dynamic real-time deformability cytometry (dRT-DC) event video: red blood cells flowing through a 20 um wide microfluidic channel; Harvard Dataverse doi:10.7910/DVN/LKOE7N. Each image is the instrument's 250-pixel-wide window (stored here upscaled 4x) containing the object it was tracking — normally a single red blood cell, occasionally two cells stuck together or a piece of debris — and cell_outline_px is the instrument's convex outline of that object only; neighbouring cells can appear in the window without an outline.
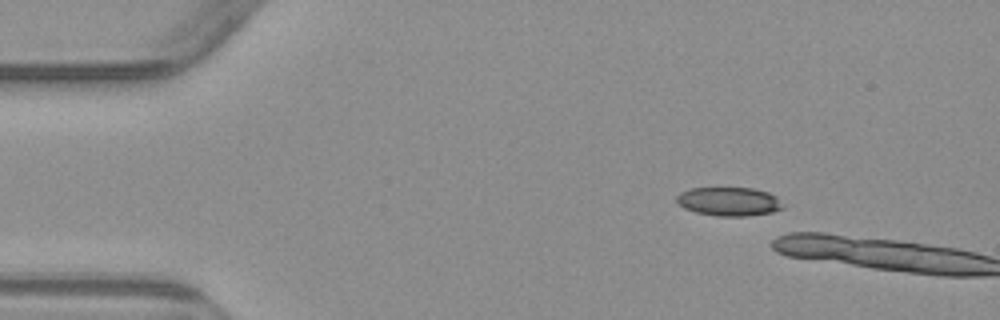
{"species": "common noctule bat (a hibernating species)", "species_latin": "Nyctalus noctula", "temperature_condition": "warm", "stored_images_in_passage": 2, "camera_frame_rate_fps": 3000, "um_per_image_px": 0.085, "animal": {"sex": "male", "body_mass_g": 23.1, "forearm_length_mm": 52.7}, "frame": {"image": 1, "passage_image": 1, "time_ms": 0.0, "image_size_px": [1000, 320], "cell_outline_px": [[784, 208], [772, 212], [748, 216], [716, 216], [696, 212], [684, 208], [676, 200], [676, 196], [680, 192], [692, 188], [752, 188], [768, 192], [776, 196]], "centroid_in_image_um": [61.96, 17.13], "position_along_channel_um": 23.0, "area_um2": 17.74}}